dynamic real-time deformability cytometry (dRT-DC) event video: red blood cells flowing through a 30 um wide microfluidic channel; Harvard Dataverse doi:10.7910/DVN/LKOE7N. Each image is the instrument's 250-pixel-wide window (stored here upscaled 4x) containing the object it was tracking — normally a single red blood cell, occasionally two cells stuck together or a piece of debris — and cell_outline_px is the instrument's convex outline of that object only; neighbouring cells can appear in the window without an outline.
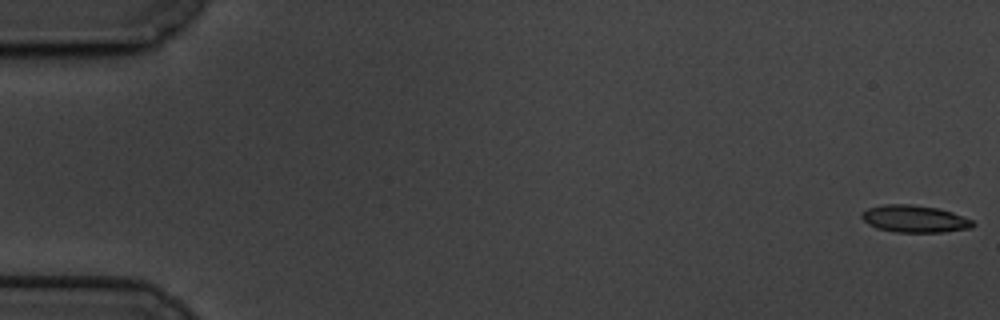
{"species": "common noctule bat (a hibernating species)", "species_latin": "Nyctalus noctula", "temperature_condition": "cold", "stored_images_in_passage": 60, "camera_frame_rate_fps": 3000, "um_per_image_px": 0.085, "animal": {"sex": "male", "body_mass_g": 19.5, "forearm_length_mm": 54.6}, "frame": {"image": 1, "passage_image": 1, "time_ms": 0.0, "image_size_px": [1000, 320], "cell_outline_px": [[976, 224], [972, 228], [944, 232], [896, 232], [876, 228], [868, 224], [860, 216], [860, 212], [868, 208], [884, 204], [912, 204], [940, 208], [964, 216], [972, 220]], "centroid_in_image_um": [77.75, 18.59], "position_along_channel_um": 7.3, "area_um2": 17.86}}
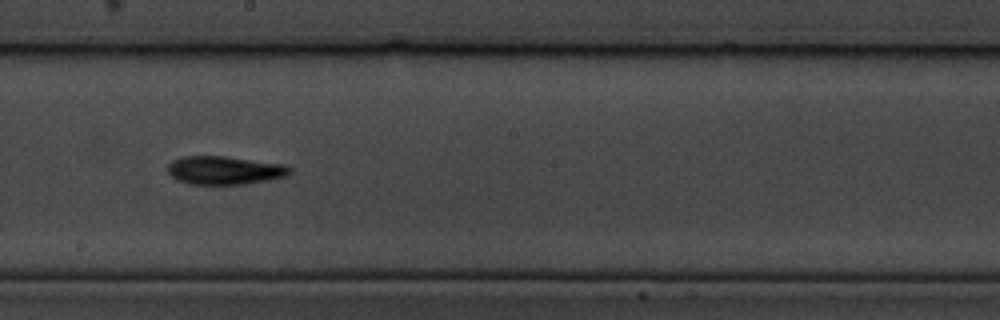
{"frame": {"image": 2, "passage_image": 34, "time_ms": 11.0, "image_size_px": [1000, 320], "cell_outline_px": [[292, 172], [284, 176], [268, 180], [244, 184], [188, 184], [176, 180], [168, 172], [168, 164], [172, 160], [184, 156], [224, 156], [284, 164], [292, 168]], "centroid_in_image_um": [19.07, 14.47], "position_along_channel_um": 229.1, "area_um2": 20.17}}
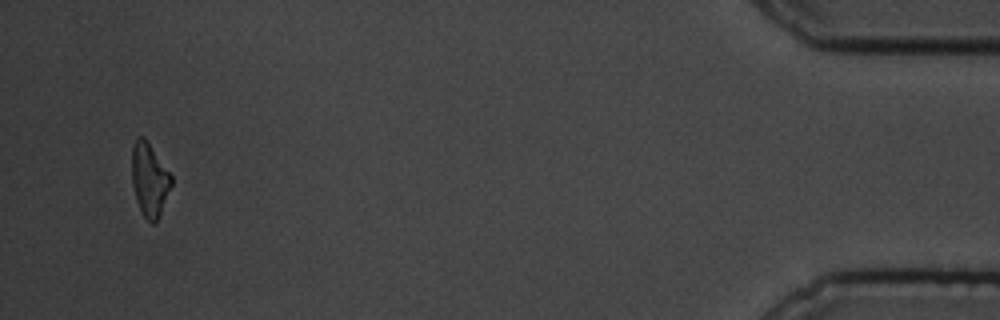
{"frame": {"image": 3, "passage_image": 58, "time_ms": 19.0, "image_size_px": [1000, 320], "cell_outline_px": [[172, 184], [156, 224], [152, 224], [144, 216], [136, 200], [132, 184], [132, 144], [136, 136], [144, 136], [148, 140], [172, 176]], "centroid_in_image_um": [12.7, 15.23], "position_along_channel_um": 422.5, "area_um2": 17.05}, "authors_computed_cell_mechanics": {"area_um2": 18.6405, "velocity_mm_per_s": 3.3663, "shape_relaxation_time_tau1_ms": 3.6593, "shape_relaxation_time_tau2_ms": null, "deformation_change_tau1": 0.1767, "deformation_change_tau2": null}}